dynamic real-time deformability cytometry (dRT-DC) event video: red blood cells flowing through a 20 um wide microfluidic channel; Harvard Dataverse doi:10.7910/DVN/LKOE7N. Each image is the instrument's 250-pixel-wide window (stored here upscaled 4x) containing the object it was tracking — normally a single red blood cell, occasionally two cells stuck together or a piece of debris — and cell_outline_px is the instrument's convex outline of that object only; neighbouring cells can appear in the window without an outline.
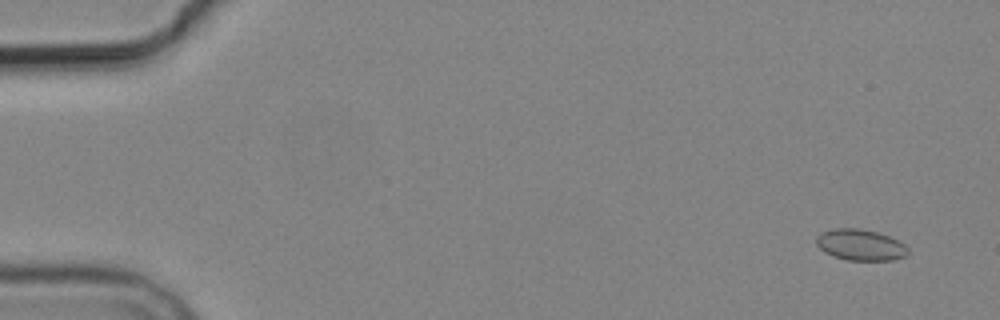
{"species": "common noctule bat (a hibernating species)", "species_latin": "Nyctalus noctula", "temperature_condition": "cold", "stored_images_in_passage": 5, "camera_frame_rate_fps": 3000, "um_per_image_px": 0.085, "animal": {"sex": "male", "body_mass_g": 19.2, "forearm_length_mm": 51.8}, "frame": {"image": 1, "passage_image": 1, "time_ms": 0.0, "image_size_px": [1000, 320], "cell_outline_px": [[908, 252], [904, 256], [892, 260], [848, 260], [832, 256], [824, 252], [816, 244], [816, 236], [820, 232], [836, 228], [860, 228], [876, 232], [888, 236], [904, 244], [908, 248]], "centroid_in_image_um": [73.09, 20.81], "position_along_channel_um": 11.9, "area_um2": 16.59}}
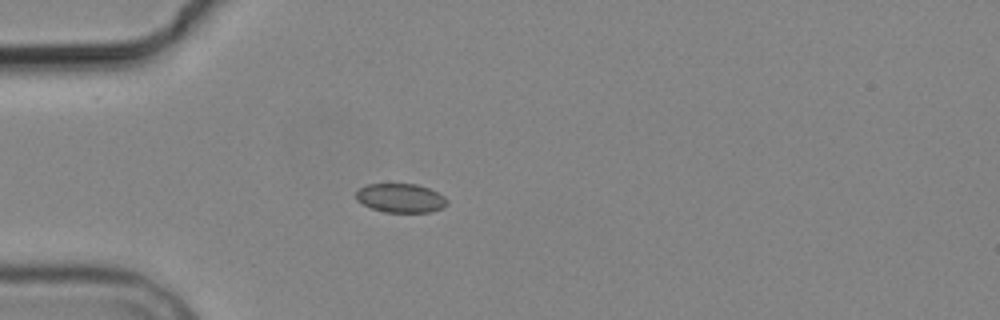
{"frame": {"image": 2, "passage_image": 4, "time_ms": 4.333, "image_size_px": [1000, 320], "cell_outline_px": [[448, 204], [432, 212], [384, 212], [372, 208], [356, 200], [356, 192], [360, 188], [368, 184], [416, 184], [428, 188], [444, 196], [448, 200]], "centroid_in_image_um": [34.06, 16.84], "position_along_channel_um": 50.9, "area_um2": 15.26}}